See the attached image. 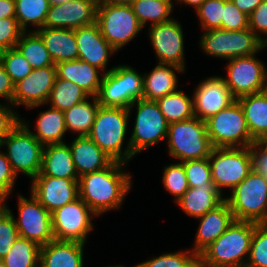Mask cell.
<instances>
[{
    "label": "cell",
    "instance_id": "57",
    "mask_svg": "<svg viewBox=\"0 0 267 267\" xmlns=\"http://www.w3.org/2000/svg\"><path fill=\"white\" fill-rule=\"evenodd\" d=\"M205 0H178V3H185V5H191L195 10L204 2Z\"/></svg>",
    "mask_w": 267,
    "mask_h": 267
},
{
    "label": "cell",
    "instance_id": "22",
    "mask_svg": "<svg viewBox=\"0 0 267 267\" xmlns=\"http://www.w3.org/2000/svg\"><path fill=\"white\" fill-rule=\"evenodd\" d=\"M69 147L78 176L107 168L113 160L88 136H76Z\"/></svg>",
    "mask_w": 267,
    "mask_h": 267
},
{
    "label": "cell",
    "instance_id": "61",
    "mask_svg": "<svg viewBox=\"0 0 267 267\" xmlns=\"http://www.w3.org/2000/svg\"><path fill=\"white\" fill-rule=\"evenodd\" d=\"M108 267H124V266L116 265V266H108Z\"/></svg>",
    "mask_w": 267,
    "mask_h": 267
},
{
    "label": "cell",
    "instance_id": "14",
    "mask_svg": "<svg viewBox=\"0 0 267 267\" xmlns=\"http://www.w3.org/2000/svg\"><path fill=\"white\" fill-rule=\"evenodd\" d=\"M17 205L19 217L15 222L20 237L40 246L55 239L52 215L32 193L29 199L19 194Z\"/></svg>",
    "mask_w": 267,
    "mask_h": 267
},
{
    "label": "cell",
    "instance_id": "59",
    "mask_svg": "<svg viewBox=\"0 0 267 267\" xmlns=\"http://www.w3.org/2000/svg\"><path fill=\"white\" fill-rule=\"evenodd\" d=\"M161 1H163V2H165V3H167V4H169L172 8L174 7V6H173V3H174L173 1H175V0H161ZM176 1H177L176 3L178 4V0H176Z\"/></svg>",
    "mask_w": 267,
    "mask_h": 267
},
{
    "label": "cell",
    "instance_id": "58",
    "mask_svg": "<svg viewBox=\"0 0 267 267\" xmlns=\"http://www.w3.org/2000/svg\"><path fill=\"white\" fill-rule=\"evenodd\" d=\"M72 0H49L50 5H57V4H66L71 2Z\"/></svg>",
    "mask_w": 267,
    "mask_h": 267
},
{
    "label": "cell",
    "instance_id": "49",
    "mask_svg": "<svg viewBox=\"0 0 267 267\" xmlns=\"http://www.w3.org/2000/svg\"><path fill=\"white\" fill-rule=\"evenodd\" d=\"M14 174L5 152H0V204H3L15 186Z\"/></svg>",
    "mask_w": 267,
    "mask_h": 267
},
{
    "label": "cell",
    "instance_id": "25",
    "mask_svg": "<svg viewBox=\"0 0 267 267\" xmlns=\"http://www.w3.org/2000/svg\"><path fill=\"white\" fill-rule=\"evenodd\" d=\"M37 176L79 179L69 144L65 142L44 146L41 170Z\"/></svg>",
    "mask_w": 267,
    "mask_h": 267
},
{
    "label": "cell",
    "instance_id": "12",
    "mask_svg": "<svg viewBox=\"0 0 267 267\" xmlns=\"http://www.w3.org/2000/svg\"><path fill=\"white\" fill-rule=\"evenodd\" d=\"M228 77H223L233 97L260 93L267 88V69L256 54L228 60Z\"/></svg>",
    "mask_w": 267,
    "mask_h": 267
},
{
    "label": "cell",
    "instance_id": "16",
    "mask_svg": "<svg viewBox=\"0 0 267 267\" xmlns=\"http://www.w3.org/2000/svg\"><path fill=\"white\" fill-rule=\"evenodd\" d=\"M56 76V66L33 69L15 84L13 105L33 109L47 104Z\"/></svg>",
    "mask_w": 267,
    "mask_h": 267
},
{
    "label": "cell",
    "instance_id": "46",
    "mask_svg": "<svg viewBox=\"0 0 267 267\" xmlns=\"http://www.w3.org/2000/svg\"><path fill=\"white\" fill-rule=\"evenodd\" d=\"M135 68L123 65L124 108L128 109L131 104L143 99V75Z\"/></svg>",
    "mask_w": 267,
    "mask_h": 267
},
{
    "label": "cell",
    "instance_id": "21",
    "mask_svg": "<svg viewBox=\"0 0 267 267\" xmlns=\"http://www.w3.org/2000/svg\"><path fill=\"white\" fill-rule=\"evenodd\" d=\"M199 219V226L192 251L199 255L205 248L222 235L235 220L233 213L224 200L215 209L208 211Z\"/></svg>",
    "mask_w": 267,
    "mask_h": 267
},
{
    "label": "cell",
    "instance_id": "24",
    "mask_svg": "<svg viewBox=\"0 0 267 267\" xmlns=\"http://www.w3.org/2000/svg\"><path fill=\"white\" fill-rule=\"evenodd\" d=\"M58 78L77 84L90 97H96L103 79L101 70L89 63L77 60L63 61L55 64Z\"/></svg>",
    "mask_w": 267,
    "mask_h": 267
},
{
    "label": "cell",
    "instance_id": "9",
    "mask_svg": "<svg viewBox=\"0 0 267 267\" xmlns=\"http://www.w3.org/2000/svg\"><path fill=\"white\" fill-rule=\"evenodd\" d=\"M133 107H136L137 113L128 144L135 156L145 148L156 145L162 140L165 141L169 124L154 100L139 99L135 101L129 106V113L133 111Z\"/></svg>",
    "mask_w": 267,
    "mask_h": 267
},
{
    "label": "cell",
    "instance_id": "32",
    "mask_svg": "<svg viewBox=\"0 0 267 267\" xmlns=\"http://www.w3.org/2000/svg\"><path fill=\"white\" fill-rule=\"evenodd\" d=\"M96 97L101 106L124 108L123 65L114 66L103 74Z\"/></svg>",
    "mask_w": 267,
    "mask_h": 267
},
{
    "label": "cell",
    "instance_id": "33",
    "mask_svg": "<svg viewBox=\"0 0 267 267\" xmlns=\"http://www.w3.org/2000/svg\"><path fill=\"white\" fill-rule=\"evenodd\" d=\"M168 124L195 117L193 98L177 90L156 100Z\"/></svg>",
    "mask_w": 267,
    "mask_h": 267
},
{
    "label": "cell",
    "instance_id": "13",
    "mask_svg": "<svg viewBox=\"0 0 267 267\" xmlns=\"http://www.w3.org/2000/svg\"><path fill=\"white\" fill-rule=\"evenodd\" d=\"M51 215L55 240L84 244L93 230V216H97L80 197L56 209Z\"/></svg>",
    "mask_w": 267,
    "mask_h": 267
},
{
    "label": "cell",
    "instance_id": "41",
    "mask_svg": "<svg viewBox=\"0 0 267 267\" xmlns=\"http://www.w3.org/2000/svg\"><path fill=\"white\" fill-rule=\"evenodd\" d=\"M19 237L14 214L6 202L0 204V260L10 251L15 240Z\"/></svg>",
    "mask_w": 267,
    "mask_h": 267
},
{
    "label": "cell",
    "instance_id": "19",
    "mask_svg": "<svg viewBox=\"0 0 267 267\" xmlns=\"http://www.w3.org/2000/svg\"><path fill=\"white\" fill-rule=\"evenodd\" d=\"M78 180L36 176L30 192L52 213L79 197Z\"/></svg>",
    "mask_w": 267,
    "mask_h": 267
},
{
    "label": "cell",
    "instance_id": "30",
    "mask_svg": "<svg viewBox=\"0 0 267 267\" xmlns=\"http://www.w3.org/2000/svg\"><path fill=\"white\" fill-rule=\"evenodd\" d=\"M48 110L40 112L37 119L34 137L43 145L61 144L67 132L64 112L49 106Z\"/></svg>",
    "mask_w": 267,
    "mask_h": 267
},
{
    "label": "cell",
    "instance_id": "10",
    "mask_svg": "<svg viewBox=\"0 0 267 267\" xmlns=\"http://www.w3.org/2000/svg\"><path fill=\"white\" fill-rule=\"evenodd\" d=\"M205 122L207 134L213 147H249L255 142L251 138L238 100Z\"/></svg>",
    "mask_w": 267,
    "mask_h": 267
},
{
    "label": "cell",
    "instance_id": "27",
    "mask_svg": "<svg viewBox=\"0 0 267 267\" xmlns=\"http://www.w3.org/2000/svg\"><path fill=\"white\" fill-rule=\"evenodd\" d=\"M35 32L42 38L54 64L78 59L74 30L41 28Z\"/></svg>",
    "mask_w": 267,
    "mask_h": 267
},
{
    "label": "cell",
    "instance_id": "45",
    "mask_svg": "<svg viewBox=\"0 0 267 267\" xmlns=\"http://www.w3.org/2000/svg\"><path fill=\"white\" fill-rule=\"evenodd\" d=\"M224 0H205L196 13L204 31L219 29L223 22Z\"/></svg>",
    "mask_w": 267,
    "mask_h": 267
},
{
    "label": "cell",
    "instance_id": "52",
    "mask_svg": "<svg viewBox=\"0 0 267 267\" xmlns=\"http://www.w3.org/2000/svg\"><path fill=\"white\" fill-rule=\"evenodd\" d=\"M249 149L253 170L267 176V142H253Z\"/></svg>",
    "mask_w": 267,
    "mask_h": 267
},
{
    "label": "cell",
    "instance_id": "28",
    "mask_svg": "<svg viewBox=\"0 0 267 267\" xmlns=\"http://www.w3.org/2000/svg\"><path fill=\"white\" fill-rule=\"evenodd\" d=\"M243 110L251 138L255 142L267 140V91L237 99Z\"/></svg>",
    "mask_w": 267,
    "mask_h": 267
},
{
    "label": "cell",
    "instance_id": "60",
    "mask_svg": "<svg viewBox=\"0 0 267 267\" xmlns=\"http://www.w3.org/2000/svg\"><path fill=\"white\" fill-rule=\"evenodd\" d=\"M0 267H5V265L3 264L1 260H0Z\"/></svg>",
    "mask_w": 267,
    "mask_h": 267
},
{
    "label": "cell",
    "instance_id": "53",
    "mask_svg": "<svg viewBox=\"0 0 267 267\" xmlns=\"http://www.w3.org/2000/svg\"><path fill=\"white\" fill-rule=\"evenodd\" d=\"M14 92L15 84L0 63V98H5L6 102L9 101L8 103L13 105Z\"/></svg>",
    "mask_w": 267,
    "mask_h": 267
},
{
    "label": "cell",
    "instance_id": "1",
    "mask_svg": "<svg viewBox=\"0 0 267 267\" xmlns=\"http://www.w3.org/2000/svg\"><path fill=\"white\" fill-rule=\"evenodd\" d=\"M125 165L113 161L105 169L79 177V197L98 217L104 212L120 208L131 190L132 177L122 170Z\"/></svg>",
    "mask_w": 267,
    "mask_h": 267
},
{
    "label": "cell",
    "instance_id": "18",
    "mask_svg": "<svg viewBox=\"0 0 267 267\" xmlns=\"http://www.w3.org/2000/svg\"><path fill=\"white\" fill-rule=\"evenodd\" d=\"M192 98L194 115L201 121L208 120L236 100L221 76L202 80L195 88Z\"/></svg>",
    "mask_w": 267,
    "mask_h": 267
},
{
    "label": "cell",
    "instance_id": "36",
    "mask_svg": "<svg viewBox=\"0 0 267 267\" xmlns=\"http://www.w3.org/2000/svg\"><path fill=\"white\" fill-rule=\"evenodd\" d=\"M40 250V245L19 236L1 261L5 267H40Z\"/></svg>",
    "mask_w": 267,
    "mask_h": 267
},
{
    "label": "cell",
    "instance_id": "6",
    "mask_svg": "<svg viewBox=\"0 0 267 267\" xmlns=\"http://www.w3.org/2000/svg\"><path fill=\"white\" fill-rule=\"evenodd\" d=\"M168 152L180 162L208 158L213 149L206 122L197 117L168 125Z\"/></svg>",
    "mask_w": 267,
    "mask_h": 267
},
{
    "label": "cell",
    "instance_id": "31",
    "mask_svg": "<svg viewBox=\"0 0 267 267\" xmlns=\"http://www.w3.org/2000/svg\"><path fill=\"white\" fill-rule=\"evenodd\" d=\"M89 99L92 103L85 99L64 112L67 131L78 133L77 136H87L90 133L100 106L97 97L89 96Z\"/></svg>",
    "mask_w": 267,
    "mask_h": 267
},
{
    "label": "cell",
    "instance_id": "38",
    "mask_svg": "<svg viewBox=\"0 0 267 267\" xmlns=\"http://www.w3.org/2000/svg\"><path fill=\"white\" fill-rule=\"evenodd\" d=\"M140 25L144 28L149 25L170 21L174 8L161 0H135L131 5Z\"/></svg>",
    "mask_w": 267,
    "mask_h": 267
},
{
    "label": "cell",
    "instance_id": "51",
    "mask_svg": "<svg viewBox=\"0 0 267 267\" xmlns=\"http://www.w3.org/2000/svg\"><path fill=\"white\" fill-rule=\"evenodd\" d=\"M12 104L0 103V142L20 123L21 118Z\"/></svg>",
    "mask_w": 267,
    "mask_h": 267
},
{
    "label": "cell",
    "instance_id": "47",
    "mask_svg": "<svg viewBox=\"0 0 267 267\" xmlns=\"http://www.w3.org/2000/svg\"><path fill=\"white\" fill-rule=\"evenodd\" d=\"M249 28V16L243 13L231 0H224L221 29L240 31Z\"/></svg>",
    "mask_w": 267,
    "mask_h": 267
},
{
    "label": "cell",
    "instance_id": "17",
    "mask_svg": "<svg viewBox=\"0 0 267 267\" xmlns=\"http://www.w3.org/2000/svg\"><path fill=\"white\" fill-rule=\"evenodd\" d=\"M98 0H72L66 4L50 5L43 28L75 30L94 24Z\"/></svg>",
    "mask_w": 267,
    "mask_h": 267
},
{
    "label": "cell",
    "instance_id": "4",
    "mask_svg": "<svg viewBox=\"0 0 267 267\" xmlns=\"http://www.w3.org/2000/svg\"><path fill=\"white\" fill-rule=\"evenodd\" d=\"M28 124L21 118L0 142V148L6 147L5 154L16 177L22 172L32 181L40 173L44 146L34 137Z\"/></svg>",
    "mask_w": 267,
    "mask_h": 267
},
{
    "label": "cell",
    "instance_id": "62",
    "mask_svg": "<svg viewBox=\"0 0 267 267\" xmlns=\"http://www.w3.org/2000/svg\"><path fill=\"white\" fill-rule=\"evenodd\" d=\"M197 267H205V266H202L201 264L198 263Z\"/></svg>",
    "mask_w": 267,
    "mask_h": 267
},
{
    "label": "cell",
    "instance_id": "35",
    "mask_svg": "<svg viewBox=\"0 0 267 267\" xmlns=\"http://www.w3.org/2000/svg\"><path fill=\"white\" fill-rule=\"evenodd\" d=\"M49 8V0H15V18L24 32L29 23L35 27L32 31H37L44 27Z\"/></svg>",
    "mask_w": 267,
    "mask_h": 267
},
{
    "label": "cell",
    "instance_id": "5",
    "mask_svg": "<svg viewBox=\"0 0 267 267\" xmlns=\"http://www.w3.org/2000/svg\"><path fill=\"white\" fill-rule=\"evenodd\" d=\"M225 197L234 219L257 224L267 223V177L252 170Z\"/></svg>",
    "mask_w": 267,
    "mask_h": 267
},
{
    "label": "cell",
    "instance_id": "44",
    "mask_svg": "<svg viewBox=\"0 0 267 267\" xmlns=\"http://www.w3.org/2000/svg\"><path fill=\"white\" fill-rule=\"evenodd\" d=\"M186 172L189 188L215 186L212 181L211 167L208 158L181 162Z\"/></svg>",
    "mask_w": 267,
    "mask_h": 267
},
{
    "label": "cell",
    "instance_id": "39",
    "mask_svg": "<svg viewBox=\"0 0 267 267\" xmlns=\"http://www.w3.org/2000/svg\"><path fill=\"white\" fill-rule=\"evenodd\" d=\"M0 63L14 84L26 78L33 70L16 47L2 51Z\"/></svg>",
    "mask_w": 267,
    "mask_h": 267
},
{
    "label": "cell",
    "instance_id": "50",
    "mask_svg": "<svg viewBox=\"0 0 267 267\" xmlns=\"http://www.w3.org/2000/svg\"><path fill=\"white\" fill-rule=\"evenodd\" d=\"M249 29L267 45V38L264 37L267 35V0L259 3L249 15Z\"/></svg>",
    "mask_w": 267,
    "mask_h": 267
},
{
    "label": "cell",
    "instance_id": "11",
    "mask_svg": "<svg viewBox=\"0 0 267 267\" xmlns=\"http://www.w3.org/2000/svg\"><path fill=\"white\" fill-rule=\"evenodd\" d=\"M96 23L102 36L116 51L143 29L130 5L98 4Z\"/></svg>",
    "mask_w": 267,
    "mask_h": 267
},
{
    "label": "cell",
    "instance_id": "48",
    "mask_svg": "<svg viewBox=\"0 0 267 267\" xmlns=\"http://www.w3.org/2000/svg\"><path fill=\"white\" fill-rule=\"evenodd\" d=\"M23 32L16 18L0 19V49L14 48Z\"/></svg>",
    "mask_w": 267,
    "mask_h": 267
},
{
    "label": "cell",
    "instance_id": "15",
    "mask_svg": "<svg viewBox=\"0 0 267 267\" xmlns=\"http://www.w3.org/2000/svg\"><path fill=\"white\" fill-rule=\"evenodd\" d=\"M149 39L159 64H172L185 70L184 34L176 19L150 25Z\"/></svg>",
    "mask_w": 267,
    "mask_h": 267
},
{
    "label": "cell",
    "instance_id": "40",
    "mask_svg": "<svg viewBox=\"0 0 267 267\" xmlns=\"http://www.w3.org/2000/svg\"><path fill=\"white\" fill-rule=\"evenodd\" d=\"M198 263V255L190 249L162 254L139 265L141 267H197Z\"/></svg>",
    "mask_w": 267,
    "mask_h": 267
},
{
    "label": "cell",
    "instance_id": "23",
    "mask_svg": "<svg viewBox=\"0 0 267 267\" xmlns=\"http://www.w3.org/2000/svg\"><path fill=\"white\" fill-rule=\"evenodd\" d=\"M84 243L52 240L41 246L40 267H83Z\"/></svg>",
    "mask_w": 267,
    "mask_h": 267
},
{
    "label": "cell",
    "instance_id": "2",
    "mask_svg": "<svg viewBox=\"0 0 267 267\" xmlns=\"http://www.w3.org/2000/svg\"><path fill=\"white\" fill-rule=\"evenodd\" d=\"M256 223L234 220L227 230L199 255L205 267H245Z\"/></svg>",
    "mask_w": 267,
    "mask_h": 267
},
{
    "label": "cell",
    "instance_id": "26",
    "mask_svg": "<svg viewBox=\"0 0 267 267\" xmlns=\"http://www.w3.org/2000/svg\"><path fill=\"white\" fill-rule=\"evenodd\" d=\"M176 72L185 70L172 64H157L150 73L143 74V99L154 100L177 91L178 77Z\"/></svg>",
    "mask_w": 267,
    "mask_h": 267
},
{
    "label": "cell",
    "instance_id": "42",
    "mask_svg": "<svg viewBox=\"0 0 267 267\" xmlns=\"http://www.w3.org/2000/svg\"><path fill=\"white\" fill-rule=\"evenodd\" d=\"M162 182L164 188L175 197V203L189 189L186 172L181 162L165 166Z\"/></svg>",
    "mask_w": 267,
    "mask_h": 267
},
{
    "label": "cell",
    "instance_id": "20",
    "mask_svg": "<svg viewBox=\"0 0 267 267\" xmlns=\"http://www.w3.org/2000/svg\"><path fill=\"white\" fill-rule=\"evenodd\" d=\"M78 45V59L100 69L103 74L110 55L117 52L102 36L98 24L87 25L74 30Z\"/></svg>",
    "mask_w": 267,
    "mask_h": 267
},
{
    "label": "cell",
    "instance_id": "7",
    "mask_svg": "<svg viewBox=\"0 0 267 267\" xmlns=\"http://www.w3.org/2000/svg\"><path fill=\"white\" fill-rule=\"evenodd\" d=\"M200 47L207 55L230 60L257 54L267 45L249 28L240 31L212 29L204 31Z\"/></svg>",
    "mask_w": 267,
    "mask_h": 267
},
{
    "label": "cell",
    "instance_id": "8",
    "mask_svg": "<svg viewBox=\"0 0 267 267\" xmlns=\"http://www.w3.org/2000/svg\"><path fill=\"white\" fill-rule=\"evenodd\" d=\"M212 181L223 195V188L231 191L253 170L249 147H213L208 157Z\"/></svg>",
    "mask_w": 267,
    "mask_h": 267
},
{
    "label": "cell",
    "instance_id": "3",
    "mask_svg": "<svg viewBox=\"0 0 267 267\" xmlns=\"http://www.w3.org/2000/svg\"><path fill=\"white\" fill-rule=\"evenodd\" d=\"M130 116L128 109L100 105L87 135L115 162L127 164L134 157L130 144L122 148Z\"/></svg>",
    "mask_w": 267,
    "mask_h": 267
},
{
    "label": "cell",
    "instance_id": "56",
    "mask_svg": "<svg viewBox=\"0 0 267 267\" xmlns=\"http://www.w3.org/2000/svg\"><path fill=\"white\" fill-rule=\"evenodd\" d=\"M135 0H98L99 4L131 5Z\"/></svg>",
    "mask_w": 267,
    "mask_h": 267
},
{
    "label": "cell",
    "instance_id": "54",
    "mask_svg": "<svg viewBox=\"0 0 267 267\" xmlns=\"http://www.w3.org/2000/svg\"><path fill=\"white\" fill-rule=\"evenodd\" d=\"M15 18V0H0V19Z\"/></svg>",
    "mask_w": 267,
    "mask_h": 267
},
{
    "label": "cell",
    "instance_id": "29",
    "mask_svg": "<svg viewBox=\"0 0 267 267\" xmlns=\"http://www.w3.org/2000/svg\"><path fill=\"white\" fill-rule=\"evenodd\" d=\"M225 198L215 186L189 188L177 201V204L188 216L199 218L215 209Z\"/></svg>",
    "mask_w": 267,
    "mask_h": 267
},
{
    "label": "cell",
    "instance_id": "55",
    "mask_svg": "<svg viewBox=\"0 0 267 267\" xmlns=\"http://www.w3.org/2000/svg\"><path fill=\"white\" fill-rule=\"evenodd\" d=\"M243 13L248 16L255 10L263 0H231Z\"/></svg>",
    "mask_w": 267,
    "mask_h": 267
},
{
    "label": "cell",
    "instance_id": "43",
    "mask_svg": "<svg viewBox=\"0 0 267 267\" xmlns=\"http://www.w3.org/2000/svg\"><path fill=\"white\" fill-rule=\"evenodd\" d=\"M245 267H267V223H256Z\"/></svg>",
    "mask_w": 267,
    "mask_h": 267
},
{
    "label": "cell",
    "instance_id": "37",
    "mask_svg": "<svg viewBox=\"0 0 267 267\" xmlns=\"http://www.w3.org/2000/svg\"><path fill=\"white\" fill-rule=\"evenodd\" d=\"M85 99H89V95L77 84L56 76L47 103H50L51 107L65 112Z\"/></svg>",
    "mask_w": 267,
    "mask_h": 267
},
{
    "label": "cell",
    "instance_id": "34",
    "mask_svg": "<svg viewBox=\"0 0 267 267\" xmlns=\"http://www.w3.org/2000/svg\"><path fill=\"white\" fill-rule=\"evenodd\" d=\"M15 47L33 69L55 66L42 38L35 31L23 32Z\"/></svg>",
    "mask_w": 267,
    "mask_h": 267
}]
</instances>
